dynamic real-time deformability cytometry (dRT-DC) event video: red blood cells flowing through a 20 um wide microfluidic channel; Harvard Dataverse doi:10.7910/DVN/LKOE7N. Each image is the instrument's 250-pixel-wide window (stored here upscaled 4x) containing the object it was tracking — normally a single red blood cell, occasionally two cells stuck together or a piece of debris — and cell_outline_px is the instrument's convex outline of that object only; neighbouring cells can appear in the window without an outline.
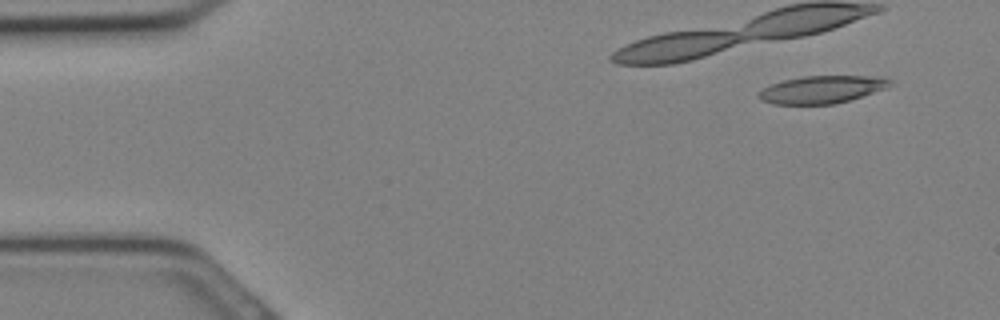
{"species": "Egyptian fruit bat (a non-hibernating species)", "species_latin": "Rousettus aegyptiacus", "temperature_condition": "cold", "stored_images_in_passage": 5, "camera_frame_rate_fps": 3000, "um_per_image_px": 0.085, "animal": {"sex": "female"}, "frame": {"image": 1, "passage_image": 3, "time_ms": 0.667, "image_size_px": [1000, 320], "cell_outline_px": [[892, 84], [888, 88], [836, 104], [772, 104], [760, 100], [756, 96], [756, 92], [772, 84], [784, 80], [804, 76], [872, 76], [892, 80]], "centroid_in_image_um": [69.83, 7.61], "position_along_channel_um": 15.2, "area_um2": 21.15}}